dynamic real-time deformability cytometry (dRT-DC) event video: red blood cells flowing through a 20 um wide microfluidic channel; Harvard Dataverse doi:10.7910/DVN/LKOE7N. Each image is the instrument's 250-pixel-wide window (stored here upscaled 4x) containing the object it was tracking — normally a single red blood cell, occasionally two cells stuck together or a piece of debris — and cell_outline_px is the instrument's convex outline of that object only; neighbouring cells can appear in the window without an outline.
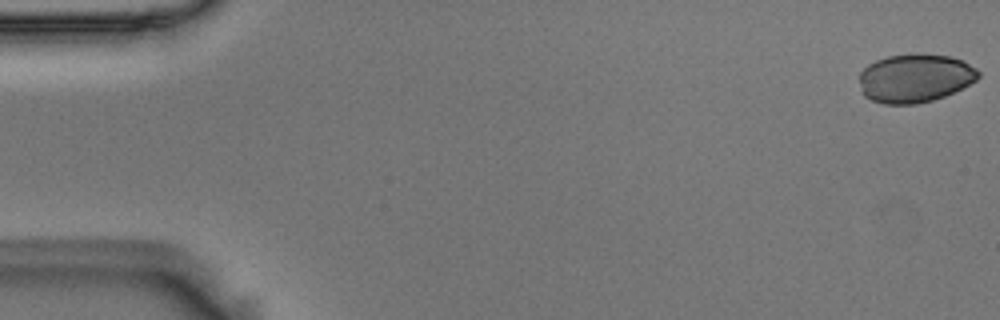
{"species": "Egyptian fruit bat (a non-hibernating species)", "species_latin": "Rousettus aegyptiacus", "temperature_condition": "room temperature", "stored_images_in_passage": 6, "segment_of_instrument_passage": [1, 2], "camera_frame_rate_fps": 3000, "um_per_image_px": 0.085, "animal": {"sex": "male"}, "frame": {"image": 1, "passage_image": 1, "time_ms": 0.0, "image_size_px": [1000, 320], "cell_outline_px": [[980, 76], [976, 80], [944, 96], [932, 100], [916, 104], [884, 104], [872, 100], [864, 96], [860, 84], [860, 72], [868, 64], [876, 60], [888, 56], [912, 52], [916, 52], [952, 56], [964, 60], [976, 68], [980, 72]], "centroid_in_image_um": [77.78, 6.61], "position_along_channel_um": 7.2, "area_um2": 33.99}}